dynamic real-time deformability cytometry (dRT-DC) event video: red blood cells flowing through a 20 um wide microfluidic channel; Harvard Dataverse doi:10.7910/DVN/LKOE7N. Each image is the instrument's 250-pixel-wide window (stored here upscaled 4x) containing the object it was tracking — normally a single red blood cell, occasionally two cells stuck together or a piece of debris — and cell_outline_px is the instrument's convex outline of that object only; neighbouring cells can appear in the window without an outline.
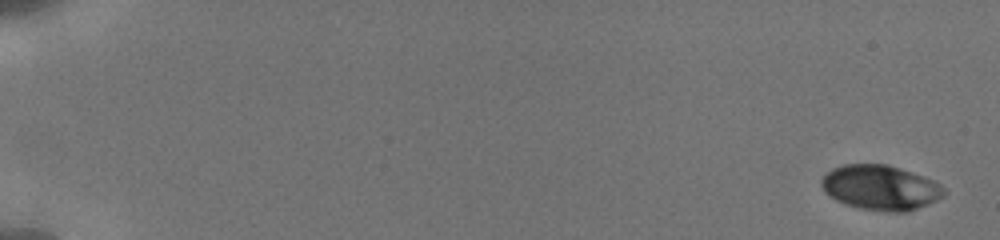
{"species": "human", "species_latin": "Homo sapiens", "temperature_condition": "cold", "stored_images_in_passage": 48, "camera_frame_rate_fps": 3000, "um_per_image_px": 0.085, "donor": {"sex": "male"}, "frame": {"image": 1, "passage_image": 1, "time_ms": 0.0, "image_size_px": [1000, 240], "cell_outline_px": [[944, 196], [936, 200], [908, 212], [888, 212], [860, 208], [836, 200], [820, 184], [820, 180], [832, 168], [844, 164], [888, 164], [912, 172], [932, 180], [940, 184], [944, 188]], "centroid_in_image_um": [74.86, 15.94], "position_along_channel_um": 10.1, "area_um2": 31.73}}
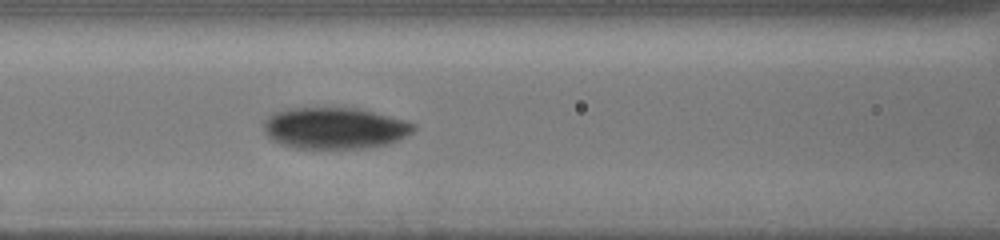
{"frame": {"image": 2, "passage_image": 21, "time_ms": 8.333, "image_size_px": [1000, 240], "cell_outline_px": [[416, 128], [408, 136], [388, 144], [368, 148], [292, 148], [280, 144], [272, 140], [264, 132], [264, 120], [272, 112], [288, 108], [360, 108], [408, 120], [416, 124]], "centroid_in_image_um": [28.47, 10.89], "position_along_channel_um": 138.1, "area_um2": 36.76}}
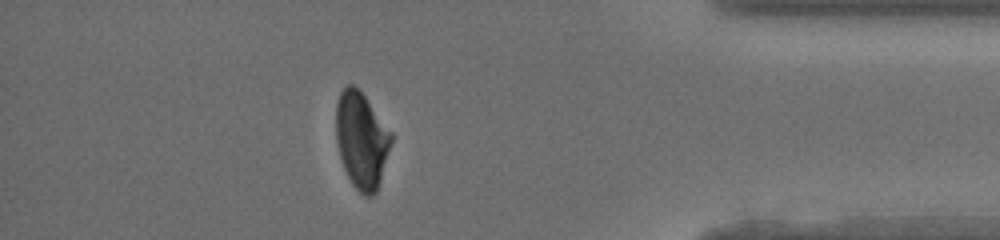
{"frame": {"image": 3, "passage_image": 41, "time_ms": 16.0, "image_size_px": [1000, 240], "cell_outline_px": [[392, 140], [380, 180], [376, 192], [372, 196], [364, 196], [352, 184], [344, 168], [336, 144], [336, 104], [340, 92], [348, 84], [352, 84], [364, 96], [392, 132]], "centroid_in_image_um": [30.71, 11.91], "position_along_channel_um": 404.5, "area_um2": 30.63}, "authors_computed_cell_mechanics": {"area_um2": 33.6974, "velocity_mm_per_s": 3.8463, "shape_relaxation_time_tau1_ms": 3.1453, "shape_relaxation_time_tau2_ms": 1.9835, "deformation_change_tau1": 0.1009, "deformation_change_tau2": 0.0469}}